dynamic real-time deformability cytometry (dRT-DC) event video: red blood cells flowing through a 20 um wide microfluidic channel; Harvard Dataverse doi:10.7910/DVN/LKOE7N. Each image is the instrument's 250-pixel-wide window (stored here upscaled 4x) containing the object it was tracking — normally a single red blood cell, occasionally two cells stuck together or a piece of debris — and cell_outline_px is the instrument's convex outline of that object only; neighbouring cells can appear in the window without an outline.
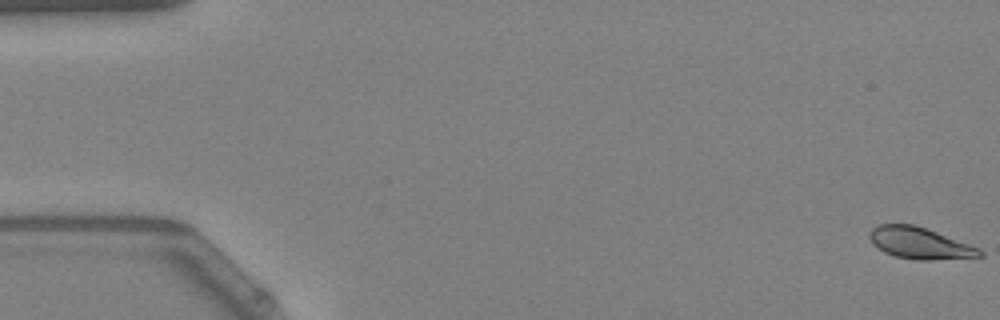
{"species": "Egyptian fruit bat (a non-hibernating species)", "species_latin": "Rousettus aegyptiacus", "temperature_condition": "warm", "stored_images_in_passage": 56, "camera_frame_rate_fps": 3000, "um_per_image_px": 0.085, "animal": {"sex": "female"}, "frame": {"image": 1, "passage_image": 1, "time_ms": 0.0, "image_size_px": [1000, 320], "cell_outline_px": [[984, 256], [928, 260], [916, 260], [896, 256], [884, 252], [876, 248], [872, 244], [868, 236], [872, 228], [880, 224], [912, 224], [936, 232], [980, 248], [984, 252]], "centroid_in_image_um": [78.15, 20.67], "position_along_channel_um": 6.8, "area_um2": 20.11}}
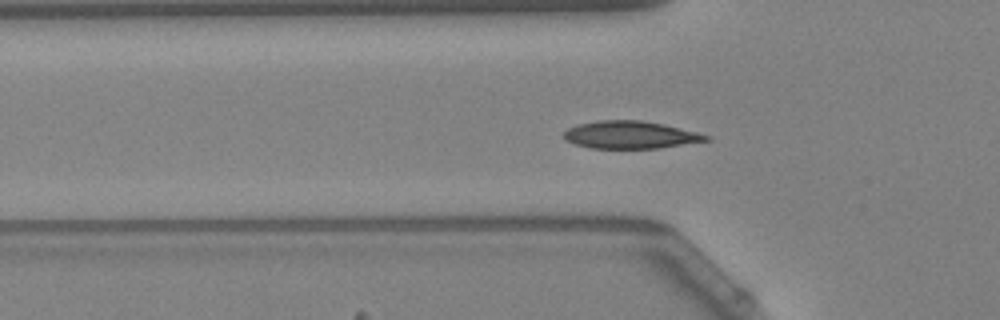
{"frame": {"image": 2, "passage_image": 19, "time_ms": 6.0, "image_size_px": [1000, 320], "cell_outline_px": [[712, 140], [660, 148], [592, 148], [572, 144], [564, 140], [564, 132], [568, 128], [580, 124], [596, 120], [640, 120], [664, 124], [712, 136]], "centroid_in_image_um": [53.59, 11.46], "position_along_channel_um": 72.2, "area_um2": 22.95}}
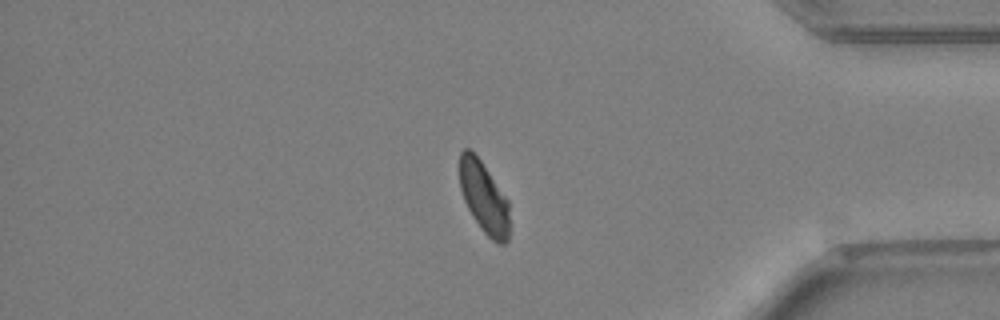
{"frame": {"image": 3, "passage_image": 47, "time_ms": 15.333, "image_size_px": [1000, 320], "cell_outline_px": [[508, 240], [504, 244], [496, 244], [484, 232], [472, 216], [464, 200], [460, 188], [460, 152], [464, 148], [468, 148], [480, 160], [508, 200]], "centroid_in_image_um": [41.12, 16.8], "position_along_channel_um": 394.1, "area_um2": 20.4}, "authors_computed_cell_mechanics": {"area_um2": 21.7328, "velocity_mm_per_s": 3.736, "shape_relaxation_time_tau1_ms": 3.1648, "shape_relaxation_time_tau2_ms": null, "deformation_change_tau1": 0.1294, "deformation_change_tau2": null}}